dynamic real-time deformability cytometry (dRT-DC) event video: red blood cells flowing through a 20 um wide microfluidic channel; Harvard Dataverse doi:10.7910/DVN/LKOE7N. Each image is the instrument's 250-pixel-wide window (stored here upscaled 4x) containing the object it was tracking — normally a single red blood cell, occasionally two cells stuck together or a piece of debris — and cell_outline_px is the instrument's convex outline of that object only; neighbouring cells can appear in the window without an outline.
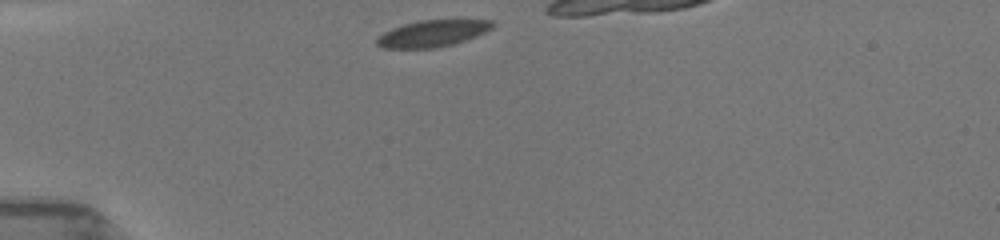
{"species": "common noctule bat (a hibernating species)", "species_latin": "Nyctalus noctula", "temperature_condition": "room temperature", "stored_images_in_passage": 5, "camera_frame_rate_fps": 3000, "um_per_image_px": 0.085, "animal": {"sex": "female", "body_mass_g": 19.5, "forearm_length_mm": 54.1}, "frame": {"image": 1, "passage_image": 1, "time_ms": 0.0, "image_size_px": [1000, 240], "cell_outline_px": [[496, 24], [492, 28], [476, 36], [452, 44], [436, 48], [384, 48], [376, 44], [376, 40], [384, 32], [392, 28], [404, 24], [420, 20], [492, 20]], "centroid_in_image_um": [36.77, 2.84], "position_along_channel_um": 48.2, "area_um2": 17.74}}